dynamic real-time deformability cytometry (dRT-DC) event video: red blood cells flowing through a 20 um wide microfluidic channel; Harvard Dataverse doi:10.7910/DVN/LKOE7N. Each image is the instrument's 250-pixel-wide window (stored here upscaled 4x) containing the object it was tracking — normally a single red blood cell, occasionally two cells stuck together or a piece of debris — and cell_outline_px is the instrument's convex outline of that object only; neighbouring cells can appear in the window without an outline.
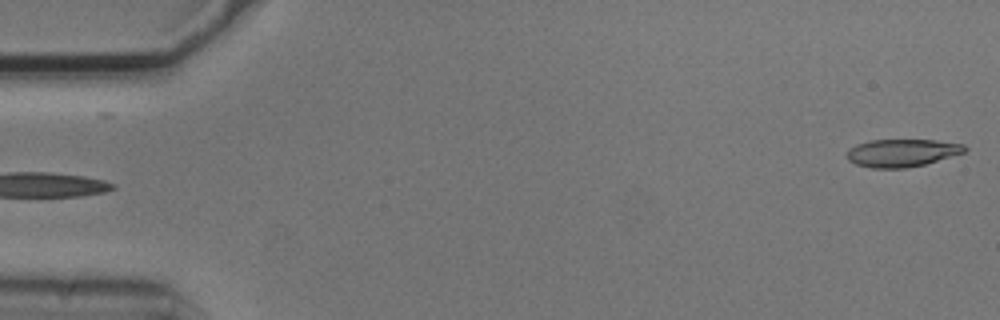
{"species": "common noctule bat (a hibernating species)", "species_latin": "Nyctalus noctula", "temperature_condition": "cold", "stored_images_in_passage": 2, "segment_of_instrument_passage": [2, 2], "camera_frame_rate_fps": 3000, "um_per_image_px": 0.085, "animal": {"sex": "male", "body_mass_g": 20.5, "forearm_length_mm": 52.5}, "frame": {"image": 1, "passage_image": 2, "time_ms": 0.333, "image_size_px": [1000, 320], "cell_outline_px": [[968, 148], [964, 152], [924, 164], [904, 168], [872, 168], [856, 164], [848, 160], [848, 148], [856, 144], [872, 140], [936, 140], [964, 144]], "centroid_in_image_um": [76.65, 12.98], "position_along_channel_um": 8.3, "area_um2": 18.84}}